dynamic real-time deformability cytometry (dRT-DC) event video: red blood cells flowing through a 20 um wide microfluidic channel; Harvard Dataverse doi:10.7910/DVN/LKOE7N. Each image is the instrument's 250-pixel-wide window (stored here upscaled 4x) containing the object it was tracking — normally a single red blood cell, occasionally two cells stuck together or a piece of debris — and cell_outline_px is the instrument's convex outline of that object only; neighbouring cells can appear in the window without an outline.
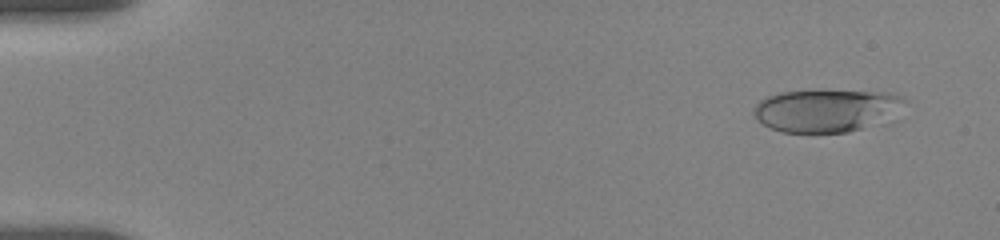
{"species": "human", "species_latin": "Homo sapiens", "temperature_condition": "room temperature", "stored_images_in_passage": 7, "camera_frame_rate_fps": 3000, "um_per_image_px": 0.085, "donor": {"sex": "female"}, "frame": {"image": 1, "passage_image": 1, "time_ms": 0.0, "image_size_px": [1000, 240], "cell_outline_px": [[908, 100], [860, 128], [848, 132], [780, 132], [768, 128], [756, 120], [752, 112], [756, 104], [760, 100], [768, 96], [780, 92], [888, 92], [900, 96]], "centroid_in_image_um": [69.99, 9.4], "position_along_channel_um": 15.0, "area_um2": 35.55}}
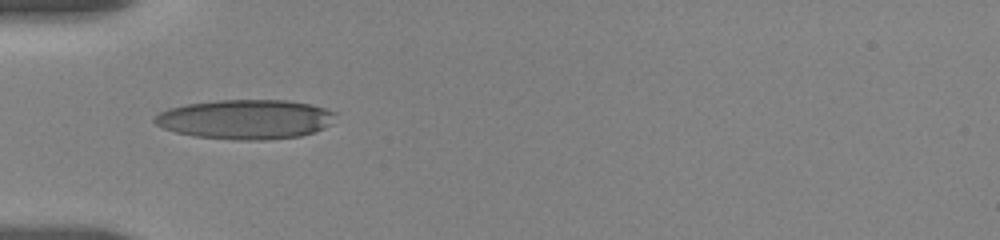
{"frame": {"image": 2, "passage_image": 5, "time_ms": 4.667, "image_size_px": [1000, 240], "cell_outline_px": [[336, 112], [332, 124], [316, 132], [300, 136], [264, 140], [236, 140], [196, 136], [176, 132], [164, 128], [156, 124], [152, 120], [160, 112], [168, 108], [184, 104], [216, 100], [288, 100], [312, 104]], "centroid_in_image_um": [20.9, 10.13], "position_along_channel_um": 64.1, "area_um2": 41.91}}
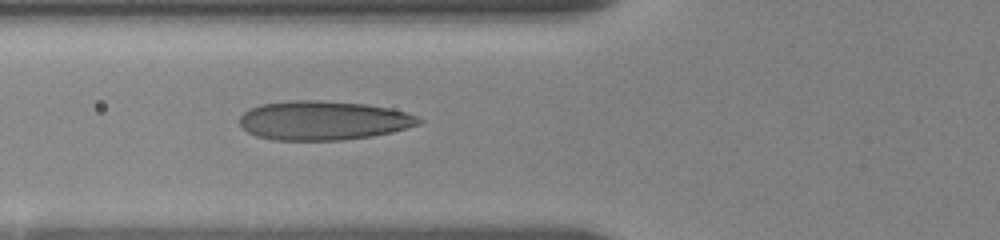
{"frame": {"image": 3, "passage_image": 7, "time_ms": 5.667, "image_size_px": [1000, 240], "cell_outline_px": [[424, 120], [420, 124], [392, 132], [372, 136], [340, 140], [272, 140], [256, 136], [248, 132], [240, 124], [240, 116], [244, 112], [260, 104], [288, 100], [320, 100], [364, 104], [392, 108], [416, 116]], "centroid_in_image_um": [27.48, 10.24], "position_along_channel_um": 98.3, "area_um2": 40.92}}